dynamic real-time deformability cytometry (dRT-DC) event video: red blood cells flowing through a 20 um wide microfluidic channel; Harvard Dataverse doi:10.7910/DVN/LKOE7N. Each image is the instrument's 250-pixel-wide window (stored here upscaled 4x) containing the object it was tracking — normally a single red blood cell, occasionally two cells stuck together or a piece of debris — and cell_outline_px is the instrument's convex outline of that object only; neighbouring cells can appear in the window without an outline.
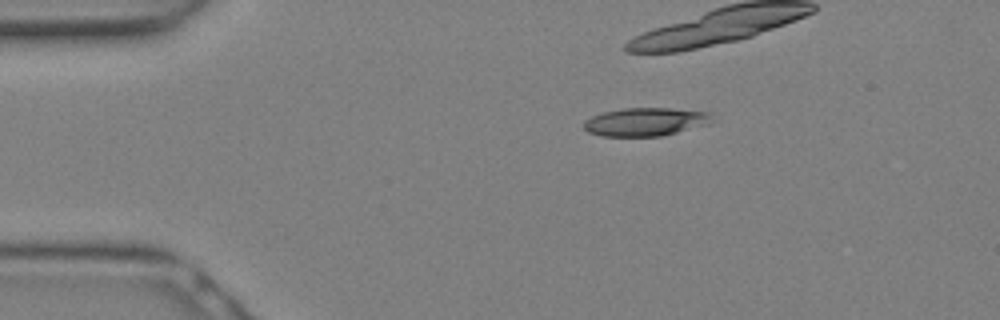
{"species": "Egyptian fruit bat (a non-hibernating species)", "species_latin": "Rousettus aegyptiacus", "temperature_condition": "warm", "stored_images_in_passage": 8, "camera_frame_rate_fps": 3000, "um_per_image_px": 0.085, "animal": {"sex": "female"}, "frame": {"image": 1, "passage_image": 1, "time_ms": 0.0, "image_size_px": [1000, 320], "cell_outline_px": [[712, 116], [708, 124], [660, 136], [600, 136], [588, 132], [584, 128], [584, 120], [592, 116], [604, 112], [624, 108], [668, 108], [708, 112]], "centroid_in_image_um": [54.81, 10.35], "position_along_channel_um": 30.2, "area_um2": 20.87}}
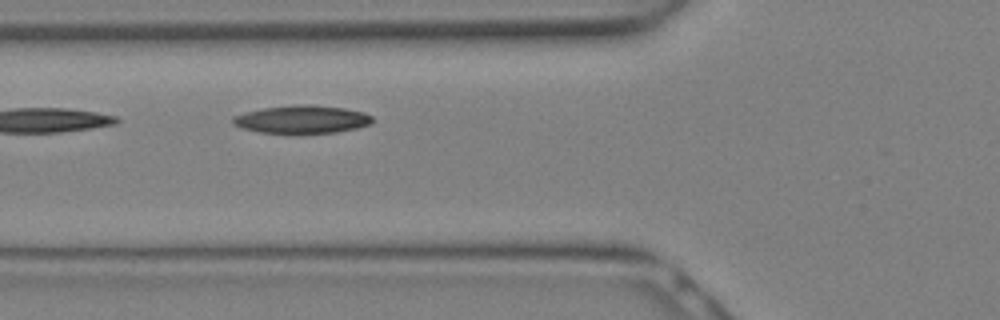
{"frame": {"image": 2, "passage_image": 8, "time_ms": 2.333, "image_size_px": [1000, 320], "cell_outline_px": [[372, 124], [356, 128], [336, 132], [300, 136], [260, 132], [240, 128], [232, 124], [232, 116], [244, 112], [264, 108], [296, 104], [304, 104], [344, 108], [364, 112], [372, 116]], "centroid_in_image_um": [25.63, 10.19], "position_along_channel_um": 100.2, "area_um2": 23.58}}